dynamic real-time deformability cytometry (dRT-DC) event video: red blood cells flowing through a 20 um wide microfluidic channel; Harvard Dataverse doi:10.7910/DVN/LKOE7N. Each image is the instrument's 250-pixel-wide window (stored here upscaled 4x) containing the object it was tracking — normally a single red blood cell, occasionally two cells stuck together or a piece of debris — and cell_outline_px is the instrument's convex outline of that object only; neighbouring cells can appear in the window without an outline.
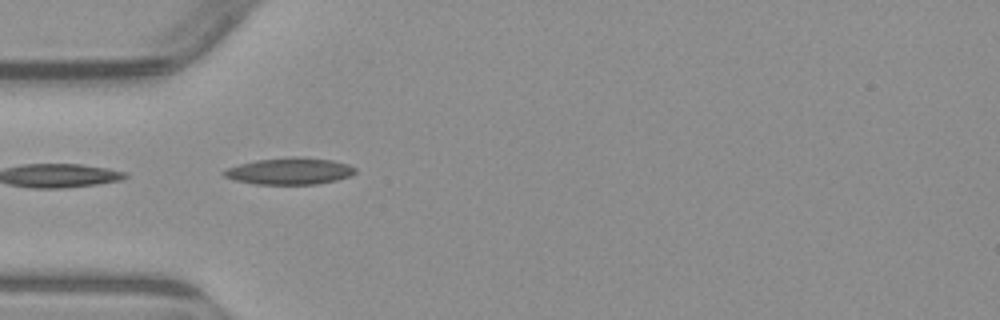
{"species": "common noctule bat (a hibernating species)", "species_latin": "Nyctalus noctula", "temperature_condition": "warm", "stored_images_in_passage": 1, "camera_frame_rate_fps": 3000, "um_per_image_px": 0.085, "animal": {"sex": "male", "body_mass_g": 23.1, "forearm_length_mm": 52.7}, "frame": {"image": 1, "passage_image": 1, "time_ms": 0.0, "image_size_px": [1000, 320], "cell_outline_px": [[356, 172], [348, 176], [336, 180], [316, 184], [256, 184], [232, 180], [224, 176], [220, 172], [228, 168], [240, 164], [256, 160], [292, 156], [296, 156], [332, 160], [348, 164], [356, 168]], "centroid_in_image_um": [24.59, 14.54], "position_along_channel_um": 60.4, "area_um2": 20.46}}